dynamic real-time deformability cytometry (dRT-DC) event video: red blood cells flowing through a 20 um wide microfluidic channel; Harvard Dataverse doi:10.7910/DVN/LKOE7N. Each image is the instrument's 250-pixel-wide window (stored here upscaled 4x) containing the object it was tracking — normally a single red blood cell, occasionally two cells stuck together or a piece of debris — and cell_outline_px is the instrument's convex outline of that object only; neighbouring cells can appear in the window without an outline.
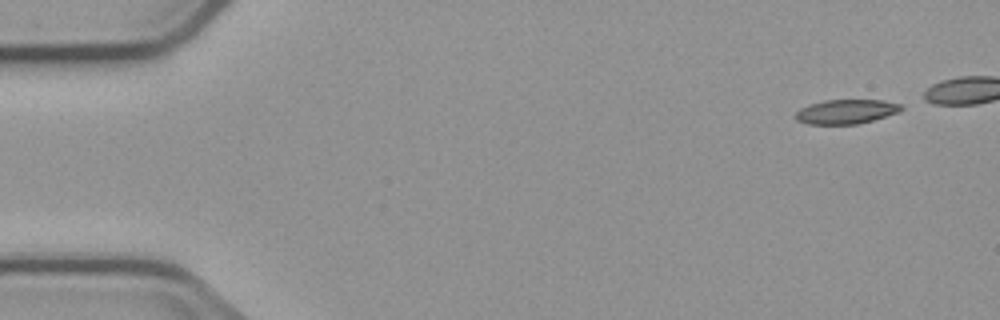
{"species": "common noctule bat (a hibernating species)", "species_latin": "Nyctalus noctula", "temperature_condition": "cold", "stored_images_in_passage": 7, "segment_of_instrument_passage": [1, 2], "camera_frame_rate_fps": 3000, "um_per_image_px": 0.085, "animal": {"sex": "male", "body_mass_g": 23.1, "forearm_length_mm": 52.7}, "frame": {"image": 1, "passage_image": 1, "time_ms": 0.0, "image_size_px": [1000, 320], "cell_outline_px": [[904, 108], [900, 112], [872, 120], [856, 124], [808, 124], [796, 120], [796, 112], [800, 108], [824, 100], [884, 100], [900, 104]], "centroid_in_image_um": [71.95, 9.48], "position_along_channel_um": 13.1, "area_um2": 14.91}}
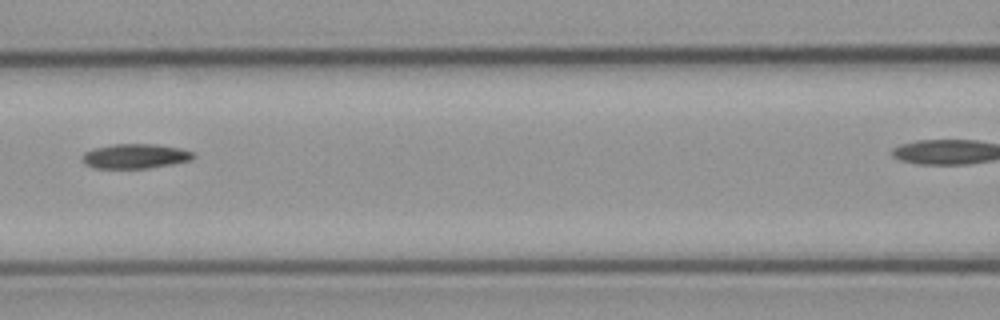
{"frame": {"image": 2, "passage_image": 6, "time_ms": 7.0, "image_size_px": [1000, 320], "cell_outline_px": [[196, 156], [192, 160], [148, 168], [92, 168], [84, 164], [84, 152], [96, 148], [112, 144], [156, 144], [180, 148], [192, 152]], "centroid_in_image_um": [11.51, 13.27], "position_along_channel_um": 155.1, "area_um2": 15.84}}